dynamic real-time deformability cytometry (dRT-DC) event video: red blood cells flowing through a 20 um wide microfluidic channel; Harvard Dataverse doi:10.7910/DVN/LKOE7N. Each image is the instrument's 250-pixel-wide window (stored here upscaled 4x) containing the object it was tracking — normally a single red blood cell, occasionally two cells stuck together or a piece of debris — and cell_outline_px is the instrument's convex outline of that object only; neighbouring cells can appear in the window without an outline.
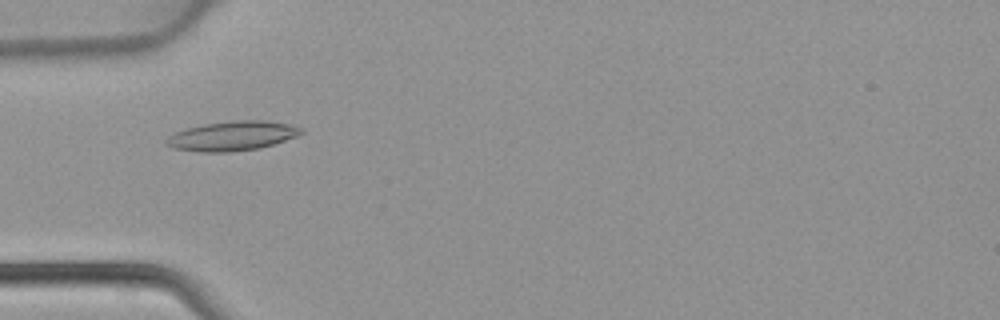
{"species": "common noctule bat (a hibernating species)", "species_latin": "Nyctalus noctula", "temperature_condition": "warm", "stored_images_in_passage": 5, "camera_frame_rate_fps": 3000, "um_per_image_px": 0.085, "animal": {"sex": "female", "body_mass_g": 22.7, "forearm_length_mm": 54.2}, "frame": {"image": 1, "passage_image": 4, "time_ms": 1.0, "image_size_px": [1000, 320], "cell_outline_px": [[304, 132], [296, 136], [260, 148], [232, 152], [200, 152], [176, 148], [164, 144], [164, 140], [168, 136], [176, 132], [188, 128], [204, 124], [232, 120], [264, 120], [288, 124], [304, 128]], "centroid_in_image_um": [19.74, 11.55], "position_along_channel_um": 65.3, "area_um2": 23.12}}
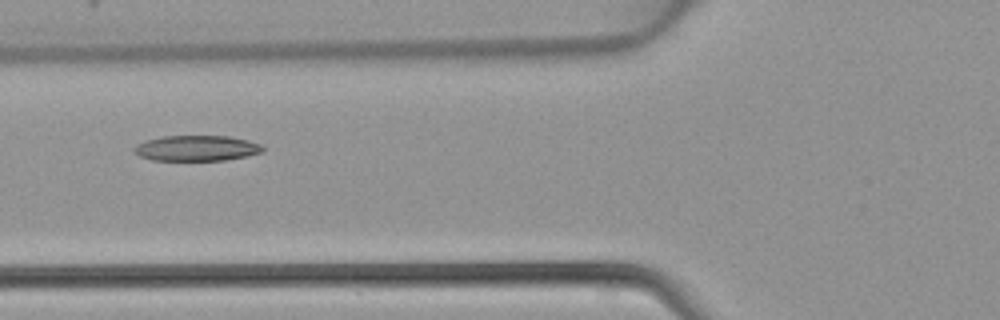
{"frame": {"image": 2, "passage_image": 5, "time_ms": 1.333, "image_size_px": [1000, 320], "cell_outline_px": [[264, 152], [248, 156], [224, 160], [152, 160], [140, 156], [132, 148], [136, 144], [144, 140], [164, 136], [228, 136], [248, 140], [260, 144], [264, 148]], "centroid_in_image_um": [16.72, 12.59], "position_along_channel_um": 109.1, "area_um2": 19.19}}